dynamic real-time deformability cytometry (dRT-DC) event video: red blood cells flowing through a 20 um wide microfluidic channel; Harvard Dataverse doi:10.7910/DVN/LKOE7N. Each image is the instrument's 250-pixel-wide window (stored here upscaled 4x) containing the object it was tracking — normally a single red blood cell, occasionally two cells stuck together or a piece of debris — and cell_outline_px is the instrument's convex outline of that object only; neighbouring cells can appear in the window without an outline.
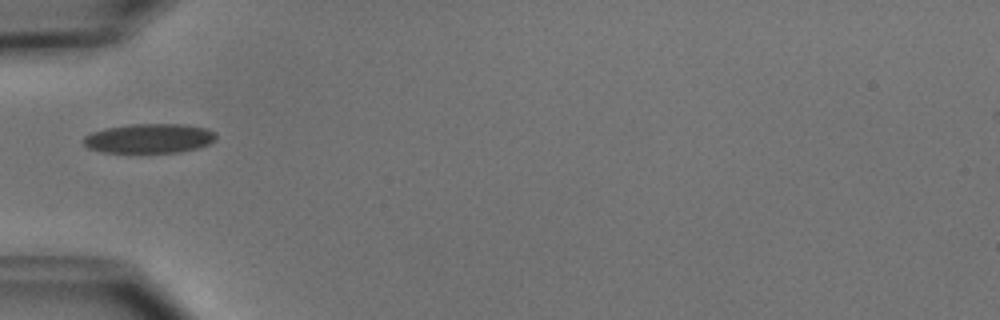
{"species": "common noctule bat (a hibernating species)", "species_latin": "Nyctalus noctula", "temperature_condition": "cold", "stored_images_in_passage": 1, "camera_frame_rate_fps": 3000, "um_per_image_px": 0.085, "animal": {"sex": "male", "body_mass_g": 15.6}, "frame": {"image": 1, "passage_image": 1, "time_ms": 0.0, "image_size_px": [1000, 320], "cell_outline_px": [[216, 140], [208, 144], [196, 148], [180, 152], [100, 152], [88, 148], [84, 144], [84, 136], [92, 132], [104, 128], [132, 124], [184, 124], [204, 128], [216, 132]], "centroid_in_image_um": [12.68, 11.76], "position_along_channel_um": 72.3, "area_um2": 22.72}}